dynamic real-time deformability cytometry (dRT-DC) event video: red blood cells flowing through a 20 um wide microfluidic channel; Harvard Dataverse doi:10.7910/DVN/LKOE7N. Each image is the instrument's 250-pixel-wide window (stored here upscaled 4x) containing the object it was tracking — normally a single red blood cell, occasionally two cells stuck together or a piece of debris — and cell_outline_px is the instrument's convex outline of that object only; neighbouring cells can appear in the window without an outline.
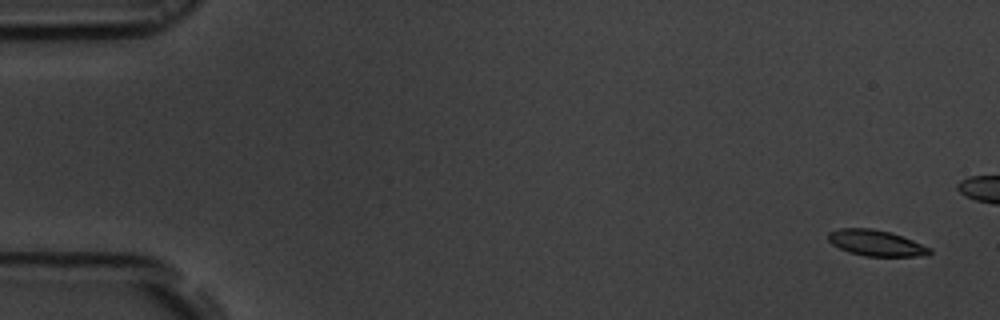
{"species": "common noctule bat (a hibernating species)", "species_latin": "Nyctalus noctula", "temperature_condition": "room temperature", "stored_images_in_passage": 10, "camera_frame_rate_fps": 3000, "um_per_image_px": 0.085, "animal": {"sex": "male", "body_mass_g": 19.5, "forearm_length_mm": 54.6}, "frame": {"image": 1, "passage_image": 1, "time_ms": 0.0, "image_size_px": [1000, 320], "cell_outline_px": [[932, 252], [928, 256], [864, 256], [848, 252], [832, 244], [828, 240], [828, 232], [840, 228], [872, 228], [888, 232], [912, 240], [932, 248]], "centroid_in_image_um": [74.47, 20.66], "position_along_channel_um": 10.5, "area_um2": 15.32}}